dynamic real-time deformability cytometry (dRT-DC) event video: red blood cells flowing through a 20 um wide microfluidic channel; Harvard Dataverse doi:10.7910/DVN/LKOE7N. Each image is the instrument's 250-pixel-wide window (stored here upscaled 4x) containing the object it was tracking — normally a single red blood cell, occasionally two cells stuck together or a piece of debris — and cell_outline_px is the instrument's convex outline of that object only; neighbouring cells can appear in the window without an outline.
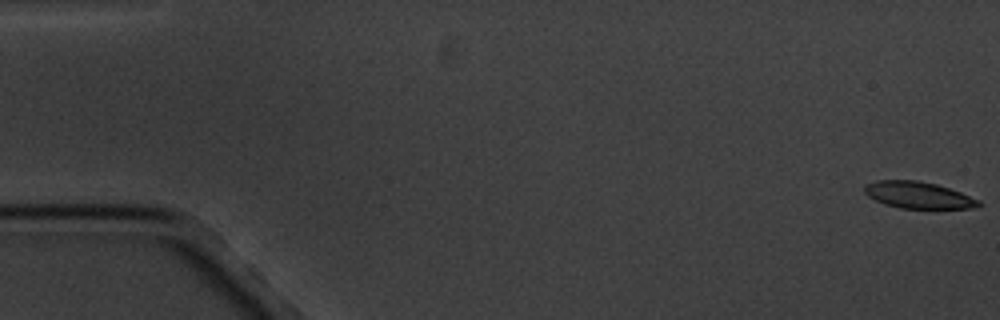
{"species": "common noctule bat (a hibernating species)", "species_latin": "Nyctalus noctula", "temperature_condition": "cold", "stored_images_in_passage": 3, "camera_frame_rate_fps": 3000, "um_per_image_px": 0.085, "animal": {"sex": "male", "body_mass_g": 20.1, "forearm_length_mm": 53.5}, "frame": {"image": 1, "passage_image": 1, "time_ms": 0.0, "image_size_px": [1000, 320], "cell_outline_px": [[984, 204], [976, 208], [900, 208], [884, 204], [868, 196], [864, 192], [864, 184], [876, 180], [916, 180], [936, 184], [960, 192], [980, 200]], "centroid_in_image_um": [78.05, 16.58], "position_along_channel_um": 6.9, "area_um2": 17.8}}